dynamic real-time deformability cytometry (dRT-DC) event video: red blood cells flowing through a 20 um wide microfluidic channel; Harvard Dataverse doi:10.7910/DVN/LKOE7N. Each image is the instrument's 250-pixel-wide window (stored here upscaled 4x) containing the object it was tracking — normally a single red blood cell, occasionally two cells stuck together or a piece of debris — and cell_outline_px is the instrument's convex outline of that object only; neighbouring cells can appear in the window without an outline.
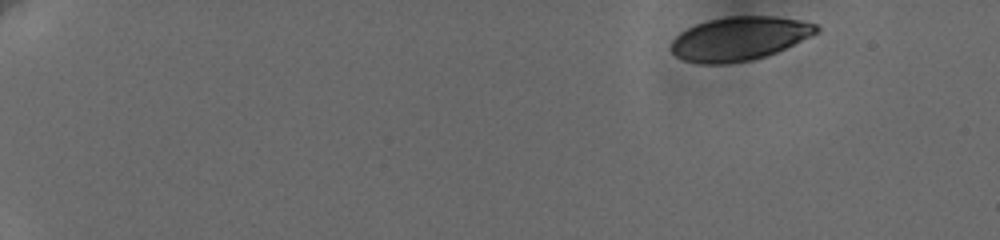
{"species": "human", "species_latin": "Homo sapiens", "temperature_condition": "cold", "stored_images_in_passage": 9, "camera_frame_rate_fps": 3000, "um_per_image_px": 0.085, "donor": {"sex": "female"}, "frame": {"image": 1, "passage_image": 1, "time_ms": 0.0, "image_size_px": [1000, 240], "cell_outline_px": [[820, 32], [776, 52], [752, 60], [724, 64], [700, 64], [684, 60], [676, 56], [668, 48], [672, 40], [680, 32], [696, 24], [708, 20], [728, 16], [776, 16], [800, 20], [816, 24], [820, 28]], "centroid_in_image_um": [62.83, 3.28], "position_along_channel_um": 22.2, "area_um2": 37.17}}
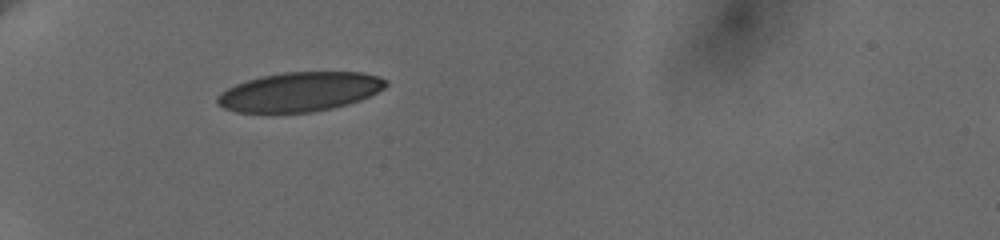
{"frame": {"image": 2, "passage_image": 7, "time_ms": 4.667, "image_size_px": [1000, 240], "cell_outline_px": [[388, 84], [384, 88], [360, 100], [348, 104], [332, 108], [312, 112], [236, 112], [224, 108], [216, 104], [216, 96], [220, 92], [236, 84], [260, 76], [284, 72], [364, 72], [380, 76], [388, 80]], "centroid_in_image_um": [25.48, 7.79], "position_along_channel_um": 59.5, "area_um2": 38.67}}